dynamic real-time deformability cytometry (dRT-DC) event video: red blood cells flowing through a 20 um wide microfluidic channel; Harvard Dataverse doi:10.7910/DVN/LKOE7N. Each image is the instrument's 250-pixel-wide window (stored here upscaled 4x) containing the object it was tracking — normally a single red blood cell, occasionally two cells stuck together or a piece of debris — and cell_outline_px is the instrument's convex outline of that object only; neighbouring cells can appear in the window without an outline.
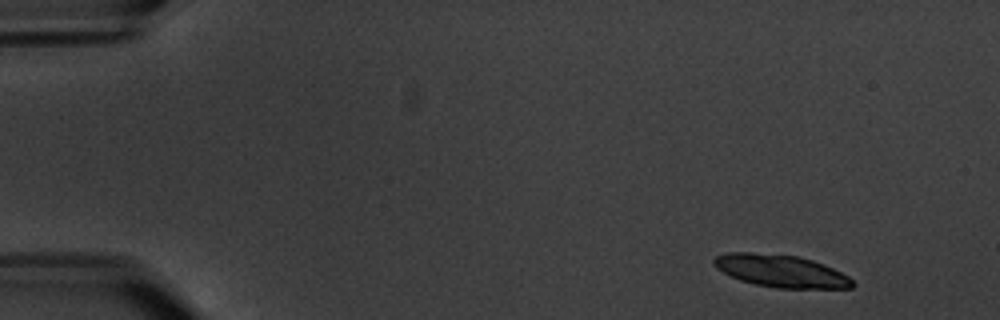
{"species": "common noctule bat (a hibernating species)", "species_latin": "Nyctalus noctula", "temperature_condition": "warm", "stored_images_in_passage": 5, "camera_frame_rate_fps": 3000, "um_per_image_px": 0.085, "animal": {"sex": "male", "body_mass_g": 20.1, "forearm_length_mm": 53.5}, "frame": {"image": 1, "passage_image": 2, "time_ms": 1.0, "image_size_px": [1000, 320], "cell_outline_px": [[856, 284], [852, 288], [776, 288], [756, 284], [740, 280], [716, 268], [712, 260], [716, 256], [728, 252], [752, 252], [796, 256], [812, 260], [824, 264], [848, 276]], "centroid_in_image_um": [66.38, 23.03], "position_along_channel_um": 18.6, "area_um2": 26.01}}